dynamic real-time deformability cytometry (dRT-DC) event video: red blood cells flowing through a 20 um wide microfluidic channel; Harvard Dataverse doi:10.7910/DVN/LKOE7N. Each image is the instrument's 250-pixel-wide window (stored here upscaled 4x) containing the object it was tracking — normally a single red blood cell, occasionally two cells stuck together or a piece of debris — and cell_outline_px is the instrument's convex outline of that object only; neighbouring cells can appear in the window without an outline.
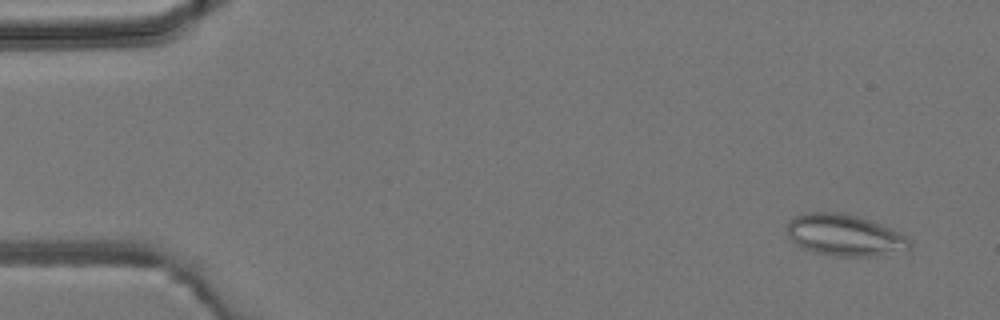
{"species": "common noctule bat (a hibernating species)", "species_latin": "Nyctalus noctula", "temperature_condition": "room temperature", "stored_images_in_passage": 5, "camera_frame_rate_fps": 3000, "um_per_image_px": 0.085, "animal": {"sex": "male", "body_mass_g": 19.2, "forearm_length_mm": 51.8}, "frame": {"image": 1, "passage_image": 1, "time_ms": 0.0, "image_size_px": [1000, 320], "cell_outline_px": [[912, 244], [908, 248], [876, 256], [832, 256], [816, 252], [804, 248], [796, 244], [788, 236], [788, 220], [804, 212], [840, 212], [856, 216], [880, 224], [900, 232], [908, 236]], "centroid_in_image_um": [71.78, 19.98], "position_along_channel_um": 13.2, "area_um2": 29.48}}